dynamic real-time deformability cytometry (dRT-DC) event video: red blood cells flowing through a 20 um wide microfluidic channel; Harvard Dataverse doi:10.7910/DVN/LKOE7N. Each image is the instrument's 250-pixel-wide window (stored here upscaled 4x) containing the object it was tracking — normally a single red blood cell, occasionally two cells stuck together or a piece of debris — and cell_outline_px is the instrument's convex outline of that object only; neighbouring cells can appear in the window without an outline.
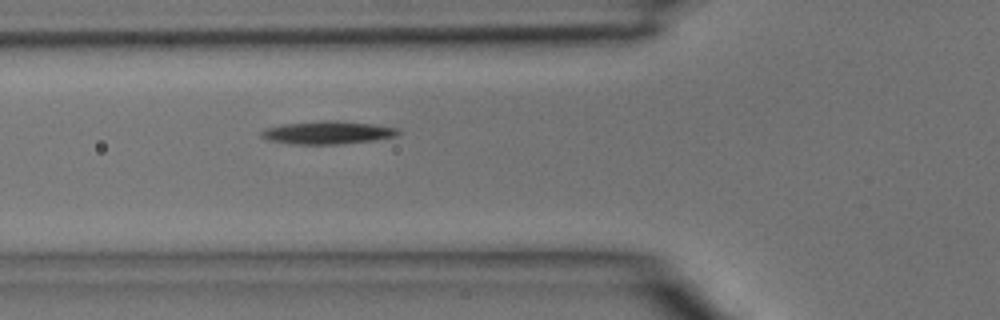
{"species": "common noctule bat (a hibernating species)", "species_latin": "Nyctalus noctula", "temperature_condition": "room temperature", "stored_images_in_passage": 3, "camera_frame_rate_fps": 3000, "um_per_image_px": 0.085, "animal": {"sex": "male", "body_mass_g": 15.6}, "frame": {"image": 1, "passage_image": 3, "time_ms": 0.667, "image_size_px": [1000, 320], "cell_outline_px": [[400, 132], [396, 136], [372, 140], [340, 144], [292, 144], [268, 140], [260, 136], [260, 132], [264, 128], [284, 124], [320, 120], [336, 120], [372, 124], [400, 128]], "centroid_in_image_um": [27.83, 11.26], "position_along_channel_um": 98.0, "area_um2": 18.38}}